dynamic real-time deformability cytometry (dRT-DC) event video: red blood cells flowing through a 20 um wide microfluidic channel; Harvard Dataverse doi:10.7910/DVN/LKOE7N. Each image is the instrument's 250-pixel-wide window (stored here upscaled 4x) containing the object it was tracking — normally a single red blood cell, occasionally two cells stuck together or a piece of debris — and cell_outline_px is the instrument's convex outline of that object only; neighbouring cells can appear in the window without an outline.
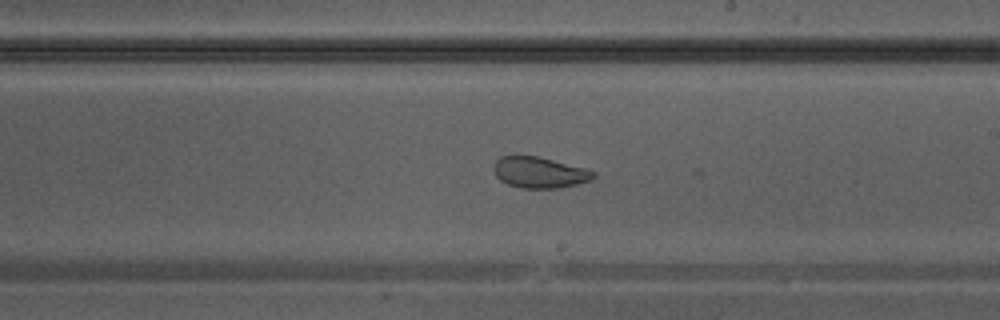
{"species": "Egyptian fruit bat (a non-hibernating species)", "species_latin": "Rousettus aegyptiacus", "temperature_condition": "warm", "stored_images_in_passage": 41, "camera_frame_rate_fps": 3000, "um_per_image_px": 0.085, "animal": {"sex": "male"}, "frame": {"image": 1, "passage_image": 24, "time_ms": 7.667, "image_size_px": [1000, 320], "cell_outline_px": [[596, 176], [592, 180], [560, 188], [520, 188], [508, 184], [500, 180], [496, 176], [492, 168], [496, 160], [500, 156], [536, 156], [584, 168], [596, 172]], "centroid_in_image_um": [45.84, 14.67], "position_along_channel_um": 243.2, "area_um2": 17.98}}